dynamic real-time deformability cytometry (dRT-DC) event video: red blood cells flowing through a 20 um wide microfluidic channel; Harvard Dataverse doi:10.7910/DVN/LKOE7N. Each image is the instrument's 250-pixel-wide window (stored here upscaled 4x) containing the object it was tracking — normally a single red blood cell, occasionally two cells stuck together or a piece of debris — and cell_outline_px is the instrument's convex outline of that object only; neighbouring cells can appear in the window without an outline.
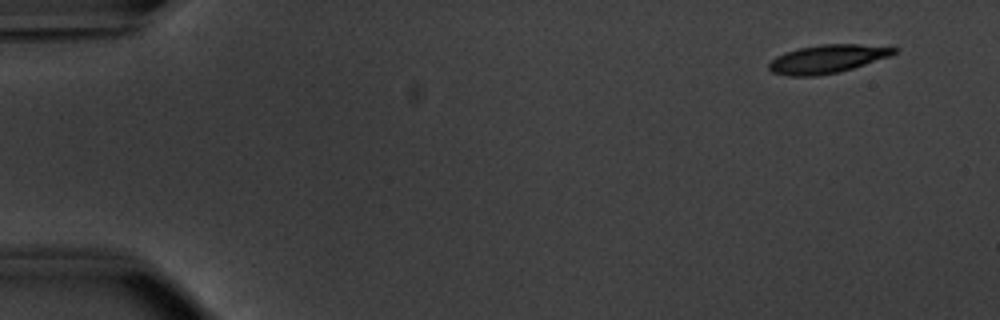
{"species": "common noctule bat (a hibernating species)", "species_latin": "Nyctalus noctula", "temperature_condition": "warm", "stored_images_in_passage": 50, "camera_frame_rate_fps": 3000, "um_per_image_px": 0.085, "animal": {"sex": "male", "body_mass_g": 20.1, "forearm_length_mm": 53.5}, "frame": {"image": 1, "passage_image": 1, "time_ms": 0.0, "image_size_px": [1000, 320], "cell_outline_px": [[900, 48], [892, 56], [840, 72], [816, 76], [788, 76], [772, 72], [768, 68], [768, 64], [776, 56], [800, 48], [820, 44], [860, 44]], "centroid_in_image_um": [70.36, 5.01], "position_along_channel_um": 14.6, "area_um2": 20.69}}
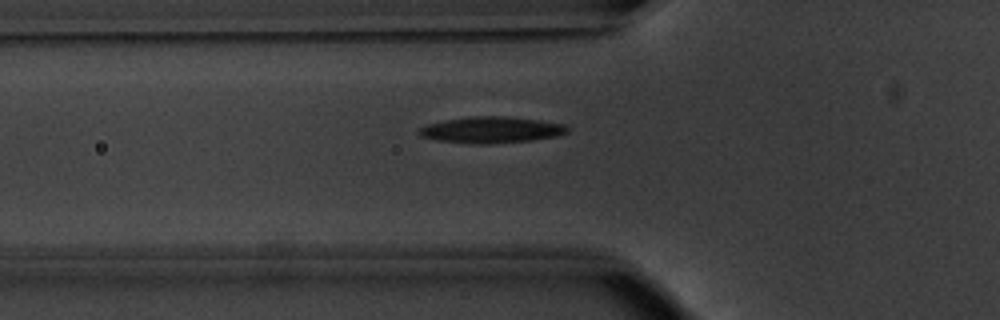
{"frame": {"image": 2, "passage_image": 16, "time_ms": 5.0, "image_size_px": [1000, 320], "cell_outline_px": [[568, 132], [556, 136], [532, 140], [488, 144], [476, 144], [440, 140], [420, 136], [416, 132], [420, 128], [428, 124], [444, 120], [468, 116], [504, 116], [540, 120], [564, 124], [568, 128]], "centroid_in_image_um": [41.76, 11.03], "position_along_channel_um": 84.0, "area_um2": 22.66}}
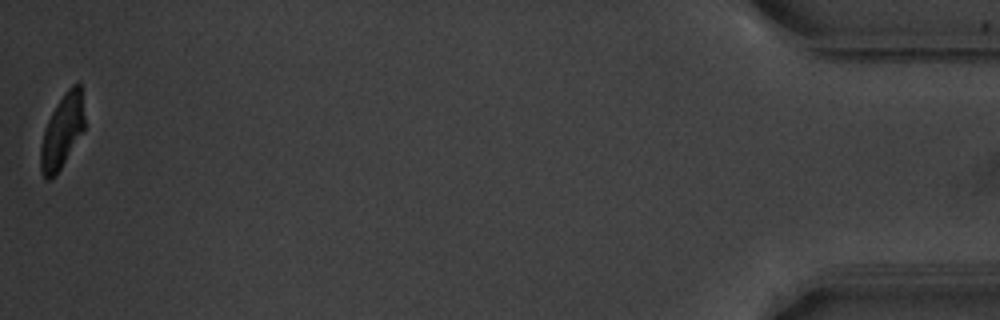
{"frame": {"image": 3, "passage_image": 50, "time_ms": 16.333, "image_size_px": [1000, 320], "cell_outline_px": [[84, 128], [60, 168], [48, 180], [44, 180], [40, 172], [40, 148], [44, 132], [48, 120], [52, 112], [64, 92], [76, 80], [80, 84], [84, 116]], "centroid_in_image_um": [5.26, 11.13], "position_along_channel_um": 429.9, "area_um2": 18.44}, "authors_computed_cell_mechanics": {"area_um2": 21.1548, "velocity_mm_per_s": 3.8341, "shape_relaxation_time_tau1_ms": 3.3025, "shape_relaxation_time_tau2_ms": 2.4185, "deformation_change_tau1": 0.1572, "deformation_change_tau2": 0.0961}}